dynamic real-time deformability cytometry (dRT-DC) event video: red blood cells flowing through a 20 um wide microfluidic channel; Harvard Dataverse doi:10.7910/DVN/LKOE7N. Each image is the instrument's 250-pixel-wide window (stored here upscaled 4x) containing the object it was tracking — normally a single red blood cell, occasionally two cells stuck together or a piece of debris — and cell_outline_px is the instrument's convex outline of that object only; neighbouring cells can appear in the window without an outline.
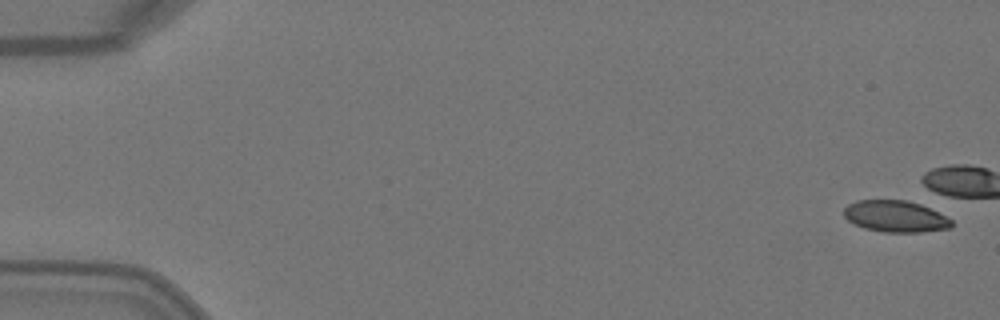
{"species": "Egyptian fruit bat (a non-hibernating species)", "species_latin": "Rousettus aegyptiacus", "temperature_condition": "warm", "stored_images_in_passage": 5, "camera_frame_rate_fps": 3000, "um_per_image_px": 0.085, "animal": {"sex": "female"}, "frame": {"image": 1, "passage_image": 1, "time_ms": 0.0, "image_size_px": [1000, 320], "cell_outline_px": [[952, 228], [920, 232], [884, 232], [864, 228], [848, 220], [844, 216], [844, 208], [848, 204], [856, 200], [908, 200], [920, 204], [952, 220]], "centroid_in_image_um": [76.09, 18.39], "position_along_channel_um": 8.9, "area_um2": 19.65}}